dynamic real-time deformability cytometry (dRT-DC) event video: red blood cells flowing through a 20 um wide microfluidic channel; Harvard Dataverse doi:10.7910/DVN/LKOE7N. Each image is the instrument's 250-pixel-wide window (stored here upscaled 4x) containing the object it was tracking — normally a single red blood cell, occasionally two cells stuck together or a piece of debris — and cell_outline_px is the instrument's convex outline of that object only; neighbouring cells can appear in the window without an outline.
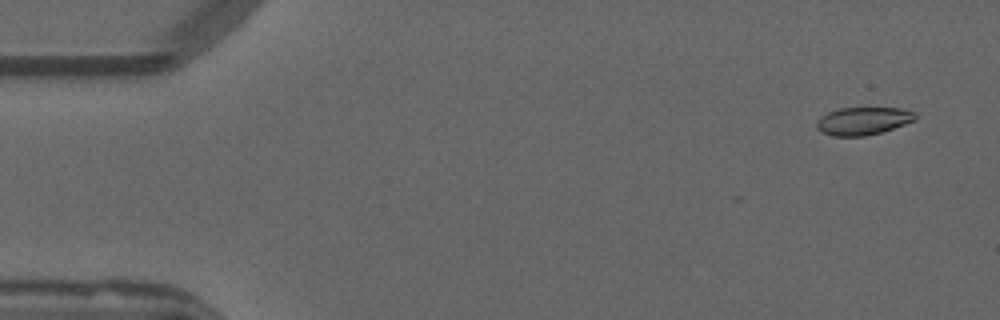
{"species": "common noctule bat (a hibernating species)", "species_latin": "Nyctalus noctula", "temperature_condition": "warm", "stored_images_in_passage": 8, "camera_frame_rate_fps": 3000, "um_per_image_px": 0.085, "animal": {"sex": "male", "forearm_length_mm": 52.5}, "frame": {"image": 1, "passage_image": 3, "time_ms": 0.667, "image_size_px": [1000, 320], "cell_outline_px": [[916, 120], [880, 132], [864, 136], [832, 136], [820, 132], [816, 128], [816, 120], [820, 116], [828, 112], [840, 108], [904, 108], [916, 112]], "centroid_in_image_um": [73.33, 10.27], "position_along_channel_um": 11.7, "area_um2": 16.07}}